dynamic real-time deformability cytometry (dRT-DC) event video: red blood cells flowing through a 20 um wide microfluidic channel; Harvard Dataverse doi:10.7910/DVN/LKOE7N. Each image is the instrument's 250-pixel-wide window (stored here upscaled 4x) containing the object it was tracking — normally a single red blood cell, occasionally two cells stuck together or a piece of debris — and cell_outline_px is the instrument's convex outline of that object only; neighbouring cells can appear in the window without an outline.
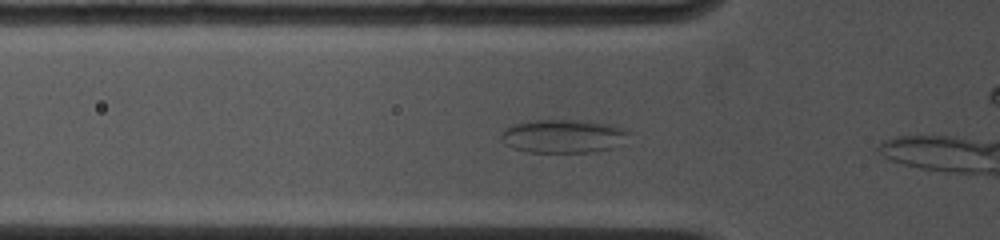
{"species": "common noctule bat (a hibernating species)", "species_latin": "Nyctalus noctula", "temperature_condition": "cold", "stored_images_in_passage": 14, "camera_frame_rate_fps": 4500, "um_per_image_px": 0.085, "animal": {"sex": "female", "body_mass_g": 19.0, "forearm_length_mm": 53.3}, "frame": {"image": 1, "passage_image": 12, "time_ms": 3.556, "image_size_px": [1000, 240], "cell_outline_px": [[636, 132], [624, 144], [612, 148], [592, 152], [528, 152], [512, 148], [500, 140], [500, 132], [504, 128], [512, 124], [532, 120], [572, 120], [608, 124], [624, 128]], "centroid_in_image_um": [47.93, 11.58], "position_along_channel_um": 77.9, "area_um2": 25.49}}